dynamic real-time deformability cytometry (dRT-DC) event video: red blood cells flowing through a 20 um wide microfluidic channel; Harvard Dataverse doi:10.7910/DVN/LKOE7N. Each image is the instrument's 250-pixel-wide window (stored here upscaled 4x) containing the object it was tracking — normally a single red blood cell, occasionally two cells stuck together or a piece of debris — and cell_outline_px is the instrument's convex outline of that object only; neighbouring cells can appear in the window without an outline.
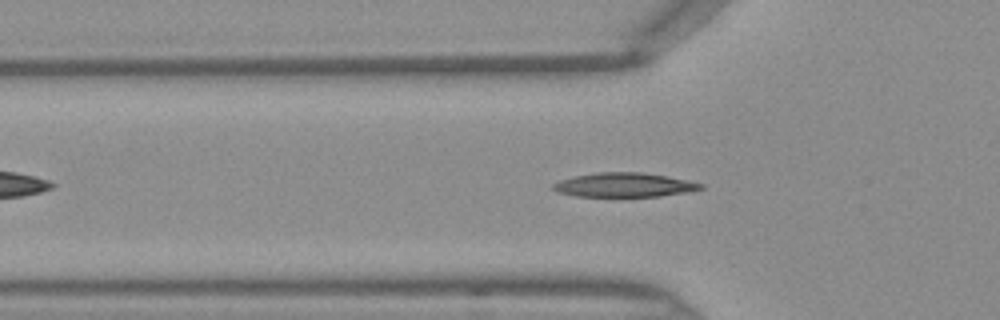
{"species": "Egyptian fruit bat (a non-hibernating species)", "species_latin": "Rousettus aegyptiacus", "temperature_condition": "warm", "stored_images_in_passage": 43, "camera_frame_rate_fps": 3000, "um_per_image_px": 0.085, "frame": {"image": 1, "passage_image": 11, "time_ms": 3.333, "image_size_px": [1000, 320], "cell_outline_px": [[704, 188], [688, 192], [660, 196], [576, 196], [556, 192], [552, 188], [552, 184], [560, 180], [576, 176], [596, 172], [644, 172], [668, 176], [704, 184]], "centroid_in_image_um": [53.06, 15.71], "position_along_channel_um": 72.7, "area_um2": 20.81}}
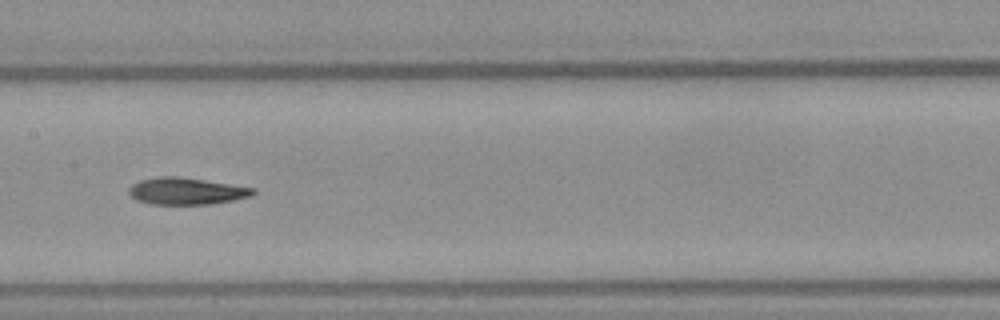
{"frame": {"image": 2, "passage_image": 19, "time_ms": 6.0, "image_size_px": [1000, 320], "cell_outline_px": [[256, 192], [252, 196], [212, 204], [152, 204], [136, 200], [128, 192], [128, 188], [132, 184], [140, 180], [160, 176], [180, 176], [256, 188]], "centroid_in_image_um": [15.85, 16.24], "position_along_channel_um": 191.6, "area_um2": 19.54}}
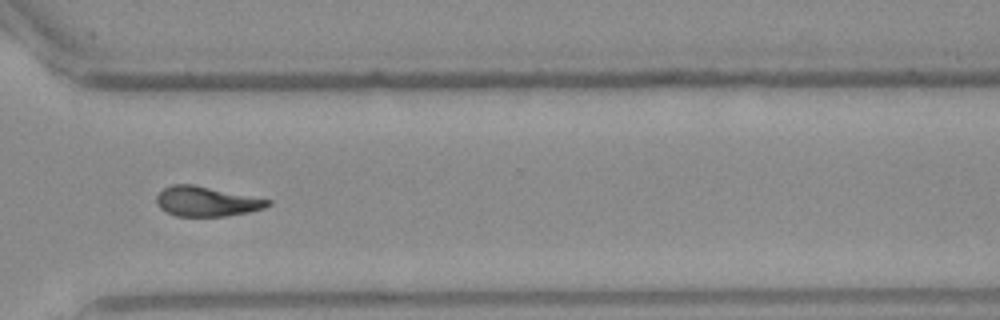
{"frame": {"image": 3, "passage_image": 30, "time_ms": 9.667, "image_size_px": [1000, 320], "cell_outline_px": [[272, 204], [264, 208], [248, 212], [228, 216], [176, 216], [160, 208], [156, 200], [156, 196], [164, 188], [172, 184], [192, 184], [272, 200]], "centroid_in_image_um": [17.57, 17.12], "position_along_channel_um": 353.0, "area_um2": 19.25}}